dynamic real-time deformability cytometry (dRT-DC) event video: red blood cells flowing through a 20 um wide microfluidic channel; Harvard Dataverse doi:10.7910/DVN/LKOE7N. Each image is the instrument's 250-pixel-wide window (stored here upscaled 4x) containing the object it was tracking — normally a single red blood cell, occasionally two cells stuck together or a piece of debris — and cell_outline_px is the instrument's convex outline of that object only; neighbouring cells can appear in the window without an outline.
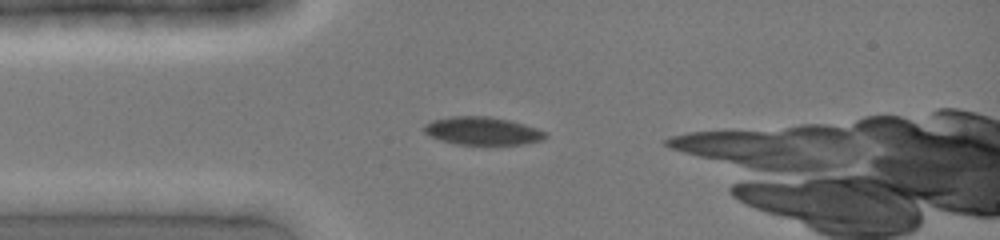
{"species": "common noctule bat (a hibernating species)", "species_latin": "Nyctalus noctula", "temperature_condition": "cold", "stored_images_in_passage": 19, "camera_frame_rate_fps": 3000, "um_per_image_px": 0.085, "animal": {"sex": "female", "body_mass_g": 19.0, "forearm_length_mm": 51.5}, "frame": {"image": 1, "passage_image": 1, "time_ms": 0.0, "image_size_px": [1000, 240], "cell_outline_px": [[548, 136], [544, 140], [524, 144], [456, 144], [440, 140], [424, 132], [424, 124], [432, 120], [452, 116], [488, 116], [508, 120], [524, 124], [536, 128], [544, 132]], "centroid_in_image_um": [41.01, 11.12], "position_along_channel_um": 44.0, "area_um2": 19.65}}
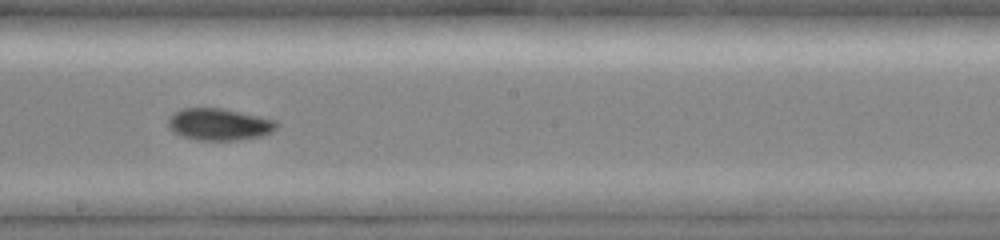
{"frame": {"image": 2, "passage_image": 14, "time_ms": 4.333, "image_size_px": [1000, 240], "cell_outline_px": [[276, 128], [272, 132], [260, 136], [236, 140], [200, 140], [180, 136], [168, 128], [168, 120], [176, 112], [184, 108], [220, 108], [276, 120]], "centroid_in_image_um": [18.6, 10.58], "position_along_channel_um": 229.6, "area_um2": 19.83}}
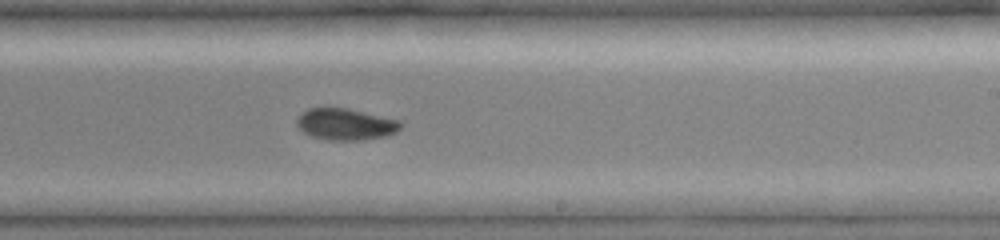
{"frame": {"image": 3, "passage_image": 16, "time_ms": 5.0, "image_size_px": [1000, 240], "cell_outline_px": [[404, 124], [396, 132], [384, 136], [360, 140], [332, 140], [312, 136], [304, 132], [296, 124], [296, 120], [308, 108], [348, 108], [400, 120]], "centroid_in_image_um": [29.41, 10.55], "position_along_channel_um": 259.6, "area_um2": 18.9}}